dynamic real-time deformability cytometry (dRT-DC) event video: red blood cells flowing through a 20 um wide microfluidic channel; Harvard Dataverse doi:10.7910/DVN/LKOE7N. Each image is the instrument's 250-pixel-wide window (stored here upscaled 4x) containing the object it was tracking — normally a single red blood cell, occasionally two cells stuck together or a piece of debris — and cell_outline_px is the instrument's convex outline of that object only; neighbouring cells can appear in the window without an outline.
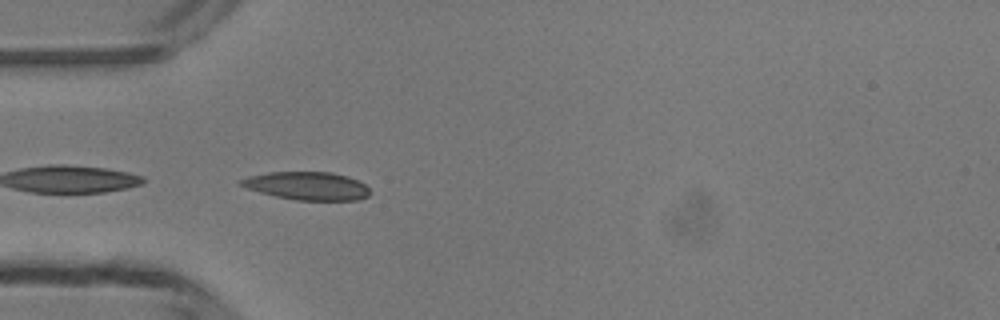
{"species": "common noctule bat (a hibernating species)", "species_latin": "Nyctalus noctula", "temperature_condition": "room temperature", "stored_images_in_passage": 22, "camera_frame_rate_fps": 3000, "um_per_image_px": 0.085, "animal": {"sex": "male", "body_mass_g": 13.3}, "frame": {"image": 1, "passage_image": 1, "time_ms": 0.0, "image_size_px": [1000, 320], "cell_outline_px": [[368, 196], [356, 200], [296, 200], [276, 196], [260, 192], [236, 184], [236, 180], [248, 176], [268, 172], [332, 172], [348, 176], [364, 184], [368, 188]], "centroid_in_image_um": [26.04, 15.79], "position_along_channel_um": 59.0, "area_um2": 21.1}}
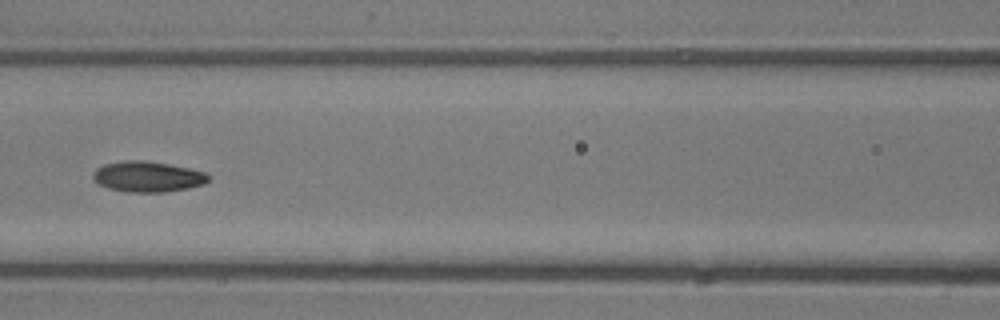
{"frame": {"image": 2, "passage_image": 8, "time_ms": 2.333, "image_size_px": [1000, 320], "cell_outline_px": [[208, 180], [204, 184], [188, 188], [164, 192], [128, 192], [108, 188], [96, 184], [92, 180], [92, 172], [96, 168], [104, 164], [124, 160], [144, 160], [168, 164], [188, 168], [204, 172], [208, 176]], "centroid_in_image_um": [12.47, 15.01], "position_along_channel_um": 154.1, "area_um2": 20.69}}
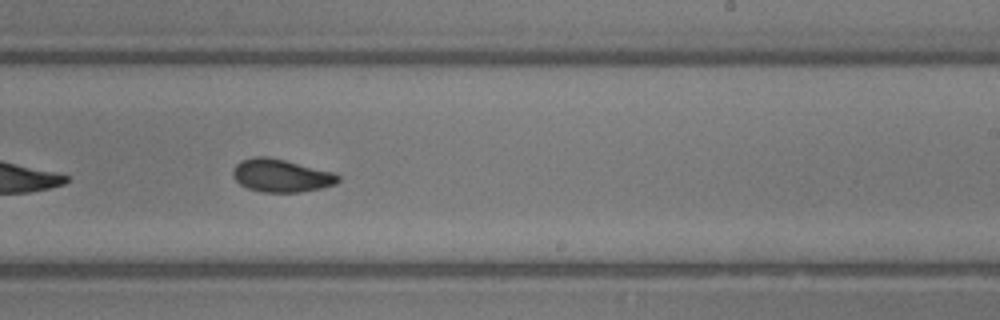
{"frame": {"image": 3, "passage_image": 16, "time_ms": 5.0, "image_size_px": [1000, 320], "cell_outline_px": [[340, 180], [336, 184], [320, 188], [300, 192], [264, 192], [248, 188], [240, 184], [232, 176], [232, 168], [240, 160], [256, 156], [268, 156], [336, 172], [340, 176]], "centroid_in_image_um": [23.91, 14.91], "position_along_channel_um": 265.1, "area_um2": 20.4}}